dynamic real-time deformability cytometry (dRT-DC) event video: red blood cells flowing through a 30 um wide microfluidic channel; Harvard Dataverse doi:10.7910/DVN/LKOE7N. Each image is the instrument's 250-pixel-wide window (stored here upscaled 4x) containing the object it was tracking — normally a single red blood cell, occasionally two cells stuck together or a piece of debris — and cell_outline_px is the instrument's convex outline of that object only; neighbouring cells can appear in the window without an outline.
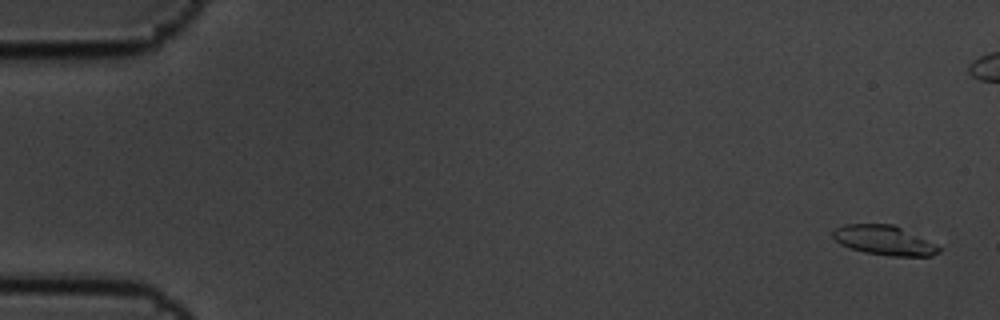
{"species": "common noctule bat (a hibernating species)", "species_latin": "Nyctalus noctula", "temperature_condition": "cold", "stored_images_in_passage": 7, "camera_frame_rate_fps": 3000, "um_per_image_px": 0.085, "animal": {"sex": "male", "body_mass_g": 19.5, "forearm_length_mm": 54.6}, "frame": {"image": 1, "passage_image": 1, "time_ms": 0.0, "image_size_px": [1000, 320], "cell_outline_px": [[940, 252], [932, 256], [892, 256], [864, 252], [848, 248], [840, 244], [832, 236], [832, 232], [836, 228], [844, 224], [892, 224], [936, 244], [940, 248]], "centroid_in_image_um": [75.13, 20.43], "position_along_channel_um": 9.9, "area_um2": 18.15}}
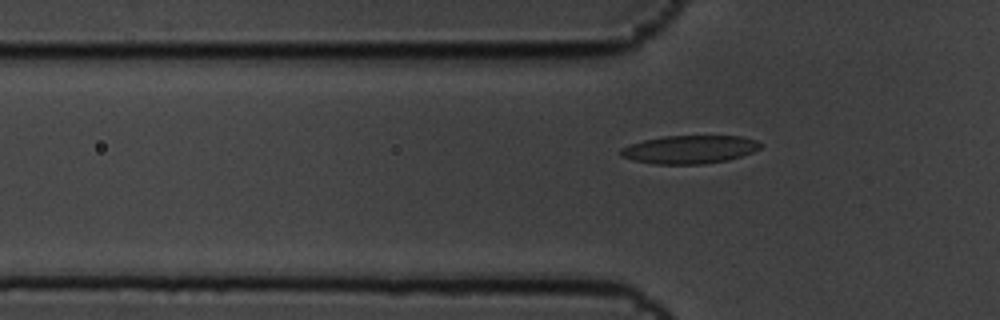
{"frame": {"image": 2, "passage_image": 7, "time_ms": 2.0, "image_size_px": [1000, 320], "cell_outline_px": [[760, 148], [752, 152], [728, 160], [704, 164], [656, 164], [636, 160], [620, 156], [620, 148], [644, 140], [664, 136], [740, 136], [756, 140], [760, 144]], "centroid_in_image_um": [58.61, 12.7], "position_along_channel_um": 67.2, "area_um2": 22.72}}